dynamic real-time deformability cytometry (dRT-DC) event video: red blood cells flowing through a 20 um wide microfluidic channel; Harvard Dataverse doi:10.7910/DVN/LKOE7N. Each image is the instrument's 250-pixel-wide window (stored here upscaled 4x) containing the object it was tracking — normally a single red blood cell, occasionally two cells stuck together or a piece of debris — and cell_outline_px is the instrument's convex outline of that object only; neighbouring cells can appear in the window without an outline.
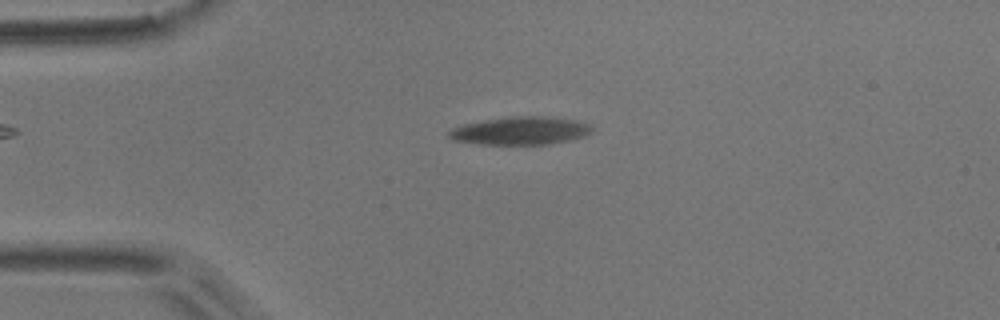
{"species": "common noctule bat (a hibernating species)", "species_latin": "Nyctalus noctula", "temperature_condition": "room temperature", "stored_images_in_passage": 61, "camera_frame_rate_fps": 3000, "um_per_image_px": 0.085, "animal": {"sex": "male", "body_mass_g": 17.9}, "frame": {"image": 1, "passage_image": 11, "time_ms": 3.333, "image_size_px": [1000, 320], "cell_outline_px": [[596, 128], [592, 132], [584, 136], [572, 140], [548, 144], [480, 144], [452, 140], [448, 136], [448, 132], [452, 128], [464, 124], [484, 120], [508, 116], [548, 116], [576, 120], [588, 124]], "centroid_in_image_um": [44.27, 11.11], "position_along_channel_um": 40.7, "area_um2": 23.52}}
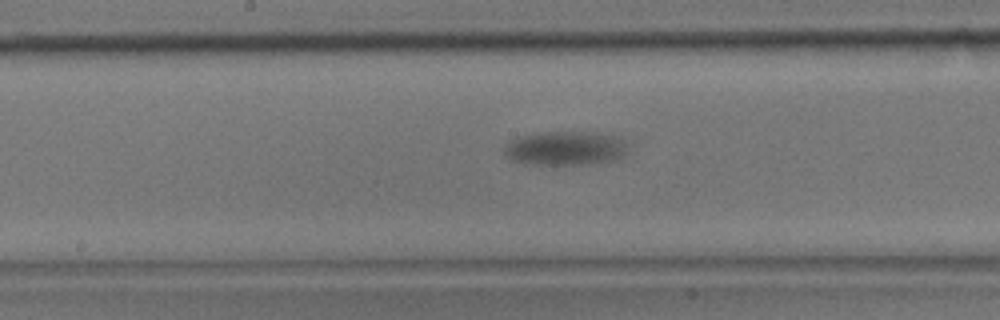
{"frame": {"image": 2, "passage_image": 29, "time_ms": 9.333, "image_size_px": [1000, 320], "cell_outline_px": [[628, 144], [624, 156], [620, 160], [596, 164], [524, 164], [512, 160], [504, 156], [504, 144], [508, 140], [520, 136], [544, 132], [592, 132], [616, 136]], "centroid_in_image_um": [48.05, 12.62], "position_along_channel_um": 200.1, "area_um2": 25.03}}
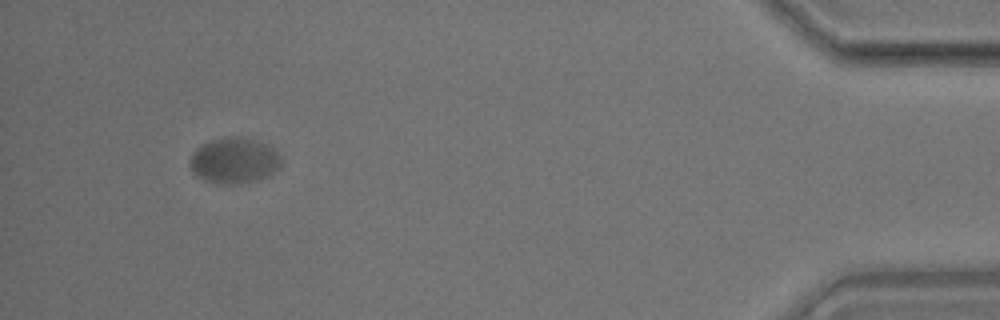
{"frame": {"image": 3, "passage_image": 57, "time_ms": 18.667, "image_size_px": [1000, 320], "cell_outline_px": [[280, 168], [268, 176], [256, 180], [236, 184], [220, 184], [204, 180], [196, 176], [188, 164], [192, 152], [196, 148], [212, 140], [236, 136], [244, 136], [264, 144], [272, 148], [280, 156]], "centroid_in_image_um": [19.88, 13.66], "position_along_channel_um": 415.3, "area_um2": 24.28}, "authors_computed_cell_mechanics": {"area_um2": 24.1026, "velocity_mm_per_s": 3.1018, "shape_relaxation_time_tau1_ms": 3.2038, "shape_relaxation_time_tau2_ms": null, "deformation_change_tau1": 0.153, "deformation_change_tau2": null}}